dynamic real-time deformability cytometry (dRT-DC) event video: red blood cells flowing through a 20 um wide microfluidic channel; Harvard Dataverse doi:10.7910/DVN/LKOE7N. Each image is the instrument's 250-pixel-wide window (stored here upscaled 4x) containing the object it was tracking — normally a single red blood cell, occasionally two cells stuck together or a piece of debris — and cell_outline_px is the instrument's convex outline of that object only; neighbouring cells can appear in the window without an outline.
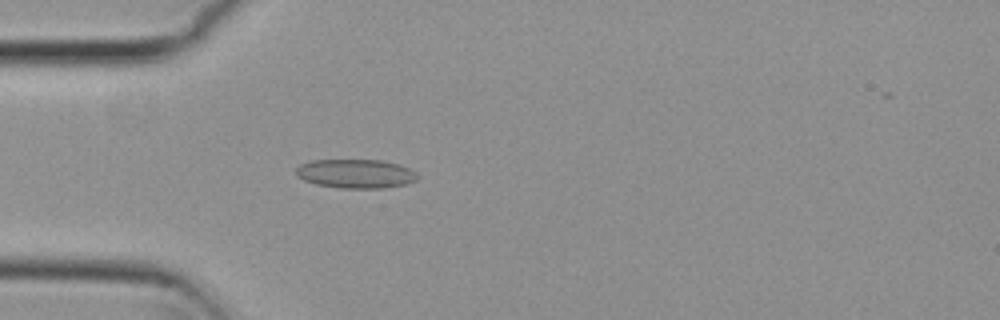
{"species": "common noctule bat (a hibernating species)", "species_latin": "Nyctalus noctula", "temperature_condition": "cold", "stored_images_in_passage": 54, "camera_frame_rate_fps": 3000, "um_per_image_px": 0.085, "animal": {"sex": "female", "body_mass_g": 29.2, "forearm_length_mm": 56.3}, "frame": {"image": 1, "passage_image": 16, "time_ms": 5.0, "image_size_px": [1000, 320], "cell_outline_px": [[420, 176], [416, 180], [408, 184], [384, 188], [340, 188], [316, 184], [304, 180], [296, 176], [296, 168], [300, 164], [312, 160], [380, 160], [400, 164], [416, 172]], "centroid_in_image_um": [30.26, 14.76], "position_along_channel_um": 54.7, "area_um2": 20.69}}
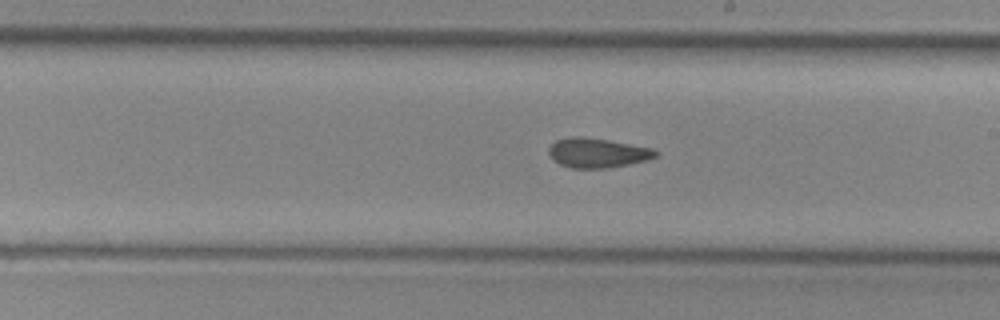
{"frame": {"image": 2, "passage_image": 31, "time_ms": 10.0, "image_size_px": [1000, 320], "cell_outline_px": [[660, 156], [648, 160], [608, 168], [572, 168], [560, 164], [552, 160], [548, 152], [548, 148], [556, 140], [572, 136], [580, 136], [608, 140], [652, 148], [660, 152]], "centroid_in_image_um": [50.8, 12.99], "position_along_channel_um": 238.2, "area_um2": 18.55}}
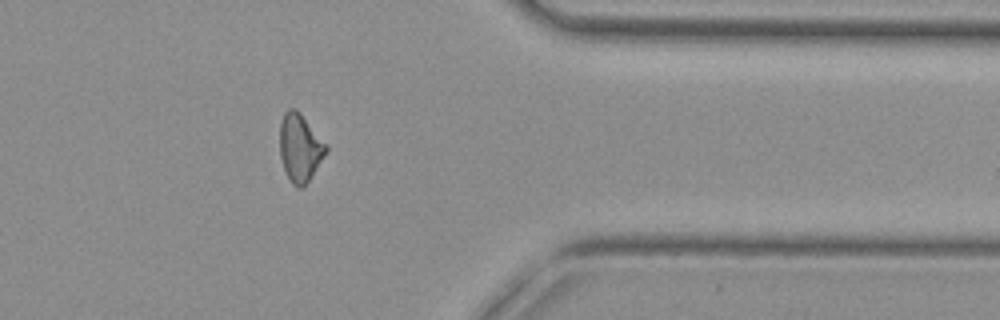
{"frame": {"image": 3, "passage_image": 44, "time_ms": 14.333, "image_size_px": [1000, 320], "cell_outline_px": [[328, 152], [312, 176], [300, 188], [296, 188], [292, 184], [284, 172], [280, 156], [280, 124], [284, 112], [288, 108], [296, 108], [300, 112], [328, 144]], "centroid_in_image_um": [25.51, 12.54], "position_along_channel_um": 385.9, "area_um2": 18.67}, "authors_computed_cell_mechanics": {"area_um2": 18.785, "velocity_mm_per_s": 3.7855, "shape_relaxation_time_tau1_ms": null, "shape_relaxation_time_tau2_ms": 3.3824, "deformation_change_tau1": null, "deformation_change_tau2": 0.1048}}